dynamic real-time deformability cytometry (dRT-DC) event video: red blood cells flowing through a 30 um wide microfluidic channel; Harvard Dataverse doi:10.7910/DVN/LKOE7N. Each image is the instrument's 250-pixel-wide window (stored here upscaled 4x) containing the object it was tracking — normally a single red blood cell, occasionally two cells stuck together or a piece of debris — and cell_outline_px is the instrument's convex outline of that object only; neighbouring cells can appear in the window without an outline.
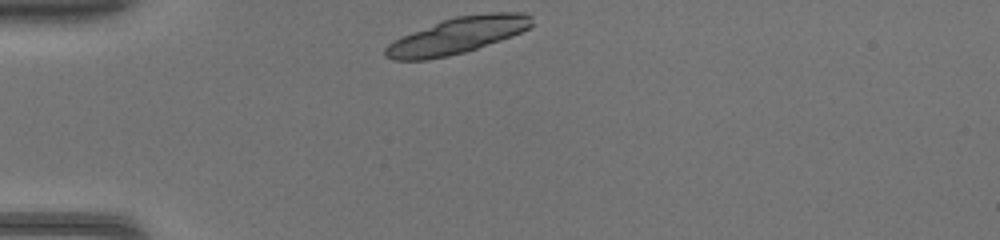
{"species": "common noctule bat (a hibernating species)", "species_latin": "Nyctalus noctula", "temperature_condition": "warm", "stored_images_in_passage": 30, "camera_frame_rate_fps": 3000, "um_per_image_px": 0.085, "animal": {"sex": "female", "body_mass_g": 17.0, "forearm_length_mm": 48.0}, "frame": {"image": 1, "passage_image": 1, "time_ms": 0.0, "image_size_px": [1000, 240], "cell_outline_px": [[532, 24], [528, 28], [512, 36], [464, 52], [448, 56], [428, 60], [396, 60], [384, 56], [384, 48], [388, 44], [400, 36], [444, 20], [456, 16], [492, 12], [524, 12], [532, 16]], "centroid_in_image_um": [38.86, 3.02], "position_along_channel_um": 46.1, "area_um2": 30.75}}